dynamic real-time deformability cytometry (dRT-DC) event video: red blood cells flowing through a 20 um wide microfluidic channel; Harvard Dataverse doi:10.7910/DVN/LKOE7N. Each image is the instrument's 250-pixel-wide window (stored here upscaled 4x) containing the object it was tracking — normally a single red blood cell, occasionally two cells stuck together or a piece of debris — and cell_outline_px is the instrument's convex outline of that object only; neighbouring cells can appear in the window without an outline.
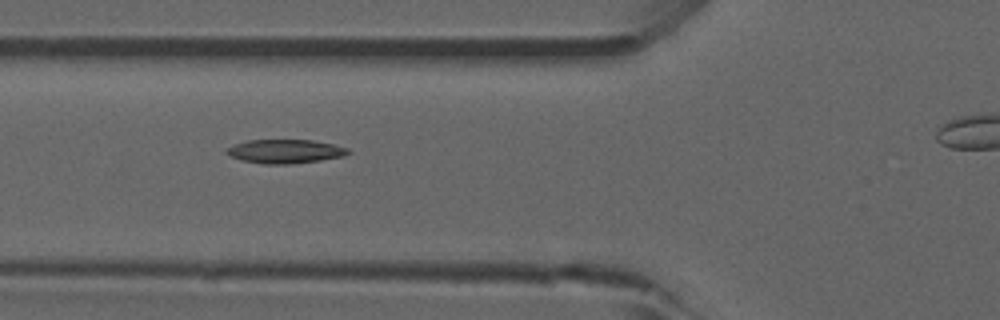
{"species": "common noctule bat (a hibernating species)", "species_latin": "Nyctalus noctula", "temperature_condition": "room temperature", "stored_images_in_passage": 33, "camera_frame_rate_fps": 3000, "um_per_image_px": 0.085, "animal": {"sex": "male", "forearm_length_mm": 52.5}, "frame": {"image": 1, "passage_image": 6, "time_ms": 1.667, "image_size_px": [1000, 320], "cell_outline_px": [[352, 152], [344, 156], [320, 160], [288, 164], [264, 164], [240, 160], [228, 156], [224, 152], [224, 148], [248, 140], [312, 140], [332, 144], [348, 148]], "centroid_in_image_um": [24.19, 12.87], "position_along_channel_um": 101.6, "area_um2": 16.99}}
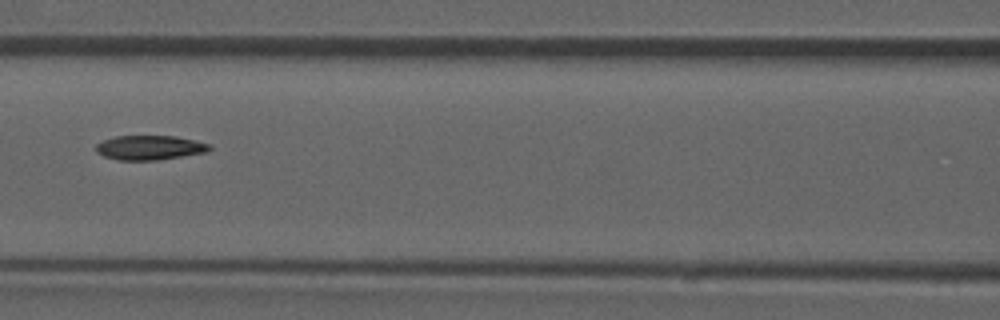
{"frame": {"image": 2, "passage_image": 10, "time_ms": 3.0, "image_size_px": [1000, 320], "cell_outline_px": [[212, 148], [208, 152], [156, 160], [116, 160], [104, 156], [96, 152], [96, 144], [104, 140], [116, 136], [176, 136], [196, 140], [212, 144]], "centroid_in_image_um": [12.76, 12.54], "position_along_channel_um": 153.8, "area_um2": 16.3}, "authors_computed_cell_mechanics": {"area_um2": 16.8198, "velocity_mm_per_s": 3.8872, "shape_relaxation_time_tau1_ms": null, "shape_relaxation_time_tau2_ms": 5.596, "deformation_change_tau1": null, "deformation_change_tau2": 0.1205}}